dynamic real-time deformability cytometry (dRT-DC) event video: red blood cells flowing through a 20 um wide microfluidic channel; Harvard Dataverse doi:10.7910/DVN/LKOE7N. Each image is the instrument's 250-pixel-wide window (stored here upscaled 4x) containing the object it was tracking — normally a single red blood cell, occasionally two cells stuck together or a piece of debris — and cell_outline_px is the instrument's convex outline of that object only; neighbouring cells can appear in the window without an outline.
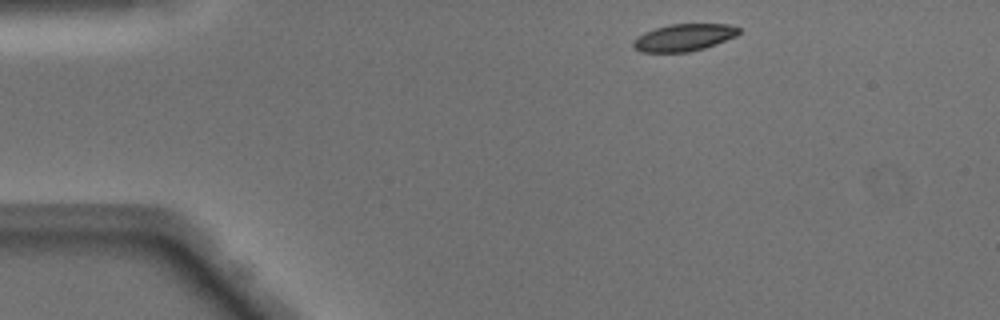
{"species": "Egyptian fruit bat (a non-hibernating species)", "species_latin": "Rousettus aegyptiacus", "temperature_condition": "warm", "stored_images_in_passage": 42, "camera_frame_rate_fps": 3000, "um_per_image_px": 0.085, "animal": {"sex": "male"}, "frame": {"image": 1, "passage_image": 1, "time_ms": 0.0, "image_size_px": [1000, 320], "cell_outline_px": [[740, 32], [736, 36], [716, 44], [704, 48], [688, 52], [640, 52], [632, 44], [644, 32], [668, 24], [728, 24], [740, 28]], "centroid_in_image_um": [58.17, 3.18], "position_along_channel_um": 26.8, "area_um2": 16.53}}
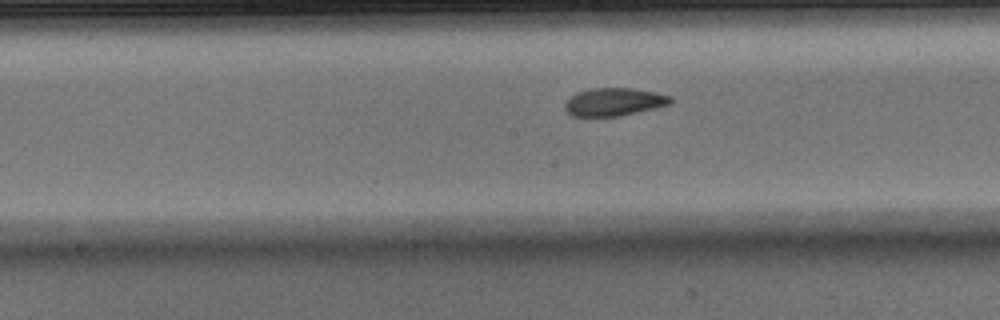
{"frame": {"image": 2, "passage_image": 18, "time_ms": 5.667, "image_size_px": [1000, 320], "cell_outline_px": [[672, 104], [620, 116], [572, 116], [564, 108], [564, 104], [576, 92], [592, 88], [632, 88], [656, 92], [672, 96]], "centroid_in_image_um": [52.22, 8.66], "position_along_channel_um": 196.0, "area_um2": 17.22}}
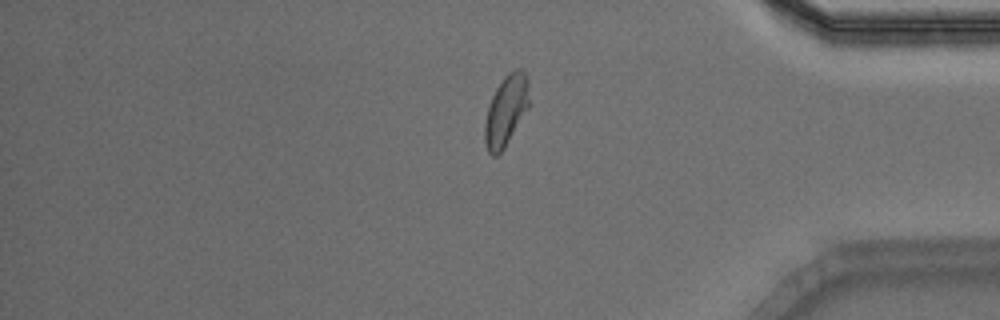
{"frame": {"image": 3, "passage_image": 34, "time_ms": 11.0, "image_size_px": [1000, 320], "cell_outline_px": [[528, 108], [504, 148], [496, 156], [492, 156], [488, 152], [484, 140], [484, 124], [488, 108], [492, 96], [496, 88], [504, 76], [508, 72], [516, 68], [520, 68], [524, 72], [528, 80]], "centroid_in_image_um": [42.99, 9.39], "position_along_channel_um": 392.2, "area_um2": 18.09}, "authors_computed_cell_mechanics": {"area_um2": 17.7735, "velocity_mm_per_s": 4.1006, "shape_relaxation_time_tau1_ms": 7.0208, "shape_relaxation_time_tau2_ms": 1.9108, "deformation_change_tau1": 0.2125, "deformation_change_tau2": 0.0775}}